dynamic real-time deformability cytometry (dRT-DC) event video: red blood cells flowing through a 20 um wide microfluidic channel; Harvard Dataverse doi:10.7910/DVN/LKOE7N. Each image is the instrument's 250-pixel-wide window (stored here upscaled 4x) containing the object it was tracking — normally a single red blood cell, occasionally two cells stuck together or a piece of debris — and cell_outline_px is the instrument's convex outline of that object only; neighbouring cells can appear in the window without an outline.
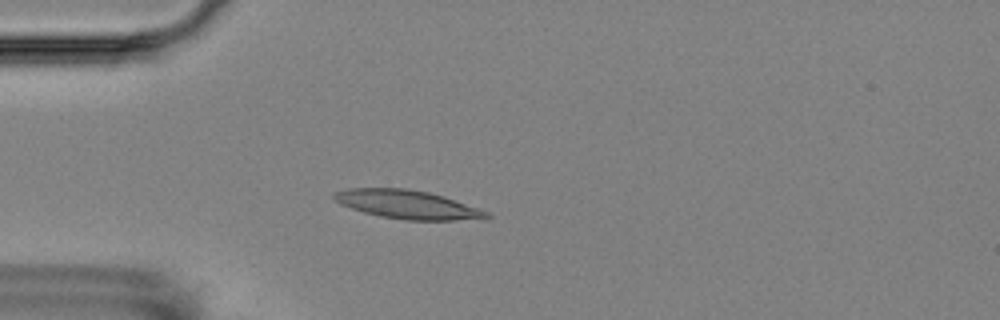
{"species": "Egyptian fruit bat (a non-hibernating species)", "species_latin": "Rousettus aegyptiacus", "temperature_condition": "room temperature", "stored_images_in_passage": 5, "camera_frame_rate_fps": 3000, "um_per_image_px": 0.085, "animal": {"sex": "female"}, "frame": {"image": 1, "passage_image": 4, "time_ms": 3.667, "image_size_px": [1000, 320], "cell_outline_px": [[492, 216], [488, 220], [404, 220], [380, 216], [364, 212], [340, 204], [332, 196], [332, 192], [348, 188], [404, 188], [428, 192], [444, 196], [488, 212]], "centroid_in_image_um": [34.66, 17.39], "position_along_channel_um": 50.3, "area_um2": 25.55}}